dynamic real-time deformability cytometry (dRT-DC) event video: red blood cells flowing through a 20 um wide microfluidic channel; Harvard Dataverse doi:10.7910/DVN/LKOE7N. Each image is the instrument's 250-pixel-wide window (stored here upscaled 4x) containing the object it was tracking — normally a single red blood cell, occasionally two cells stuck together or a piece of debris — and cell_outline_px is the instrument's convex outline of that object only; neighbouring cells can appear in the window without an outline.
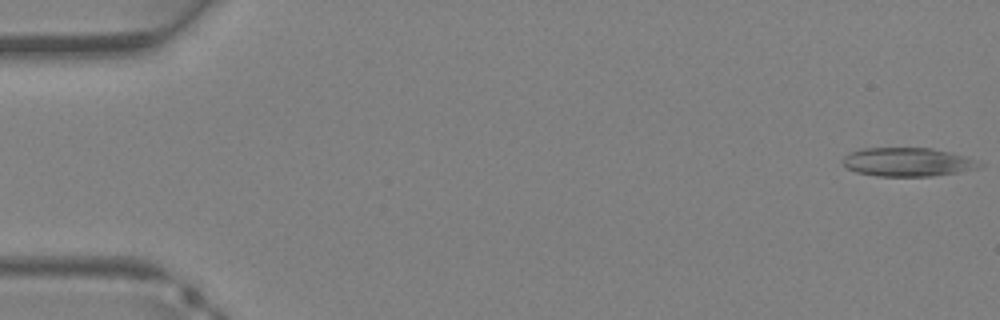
{"species": "Egyptian fruit bat (a non-hibernating species)", "species_latin": "Rousettus aegyptiacus", "temperature_condition": "warm", "stored_images_in_passage": 8, "camera_frame_rate_fps": 3000, "um_per_image_px": 0.085, "animal": {"sex": "female"}, "frame": {"image": 1, "passage_image": 1, "time_ms": 0.0, "image_size_px": [1000, 320], "cell_outline_px": [[984, 164], [980, 168], [960, 172], [932, 176], [876, 176], [856, 172], [848, 168], [840, 160], [844, 156], [852, 152], [864, 148], [932, 148], [964, 156]], "centroid_in_image_um": [77.15, 13.78], "position_along_channel_um": 7.9, "area_um2": 22.77}}